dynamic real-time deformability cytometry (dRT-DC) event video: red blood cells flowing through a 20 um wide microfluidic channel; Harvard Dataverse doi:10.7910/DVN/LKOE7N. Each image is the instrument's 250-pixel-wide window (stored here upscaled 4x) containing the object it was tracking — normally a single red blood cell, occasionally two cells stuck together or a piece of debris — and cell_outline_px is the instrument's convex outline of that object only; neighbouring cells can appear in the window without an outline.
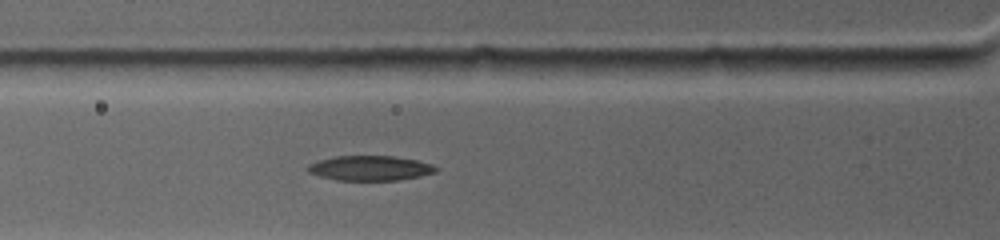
{"species": "common noctule bat (a hibernating species)", "species_latin": "Nyctalus noctula", "temperature_condition": "warm", "stored_images_in_passage": 6, "camera_frame_rate_fps": 4500, "um_per_image_px": 0.085, "animal": {"sex": "female", "body_mass_g": 19.0, "forearm_length_mm": 53.3}, "frame": {"image": 1, "passage_image": 4, "time_ms": 2.222, "image_size_px": [1000, 240], "cell_outline_px": [[440, 168], [436, 172], [420, 176], [400, 180], [336, 180], [320, 176], [308, 172], [308, 164], [320, 160], [336, 156], [392, 156], [416, 160], [432, 164]], "centroid_in_image_um": [31.49, 14.29], "position_along_channel_um": 94.3, "area_um2": 18.5}}
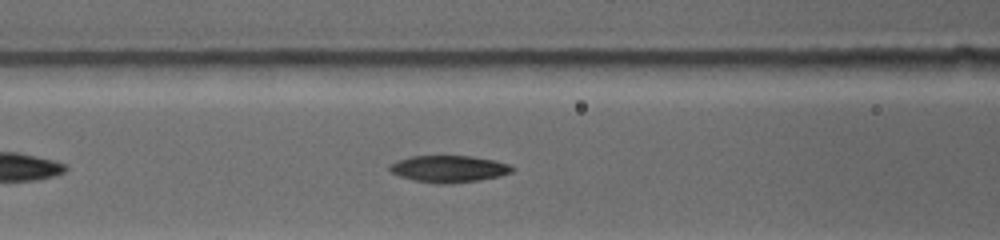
{"frame": {"image": 2, "passage_image": 6, "time_ms": 3.111, "image_size_px": [1000, 240], "cell_outline_px": [[516, 168], [512, 172], [500, 176], [480, 180], [444, 184], [440, 184], [412, 180], [400, 176], [392, 172], [388, 168], [388, 164], [396, 160], [408, 156], [472, 156], [492, 160], [508, 164]], "centroid_in_image_um": [38.12, 14.35], "position_along_channel_um": 128.5, "area_um2": 19.25}}